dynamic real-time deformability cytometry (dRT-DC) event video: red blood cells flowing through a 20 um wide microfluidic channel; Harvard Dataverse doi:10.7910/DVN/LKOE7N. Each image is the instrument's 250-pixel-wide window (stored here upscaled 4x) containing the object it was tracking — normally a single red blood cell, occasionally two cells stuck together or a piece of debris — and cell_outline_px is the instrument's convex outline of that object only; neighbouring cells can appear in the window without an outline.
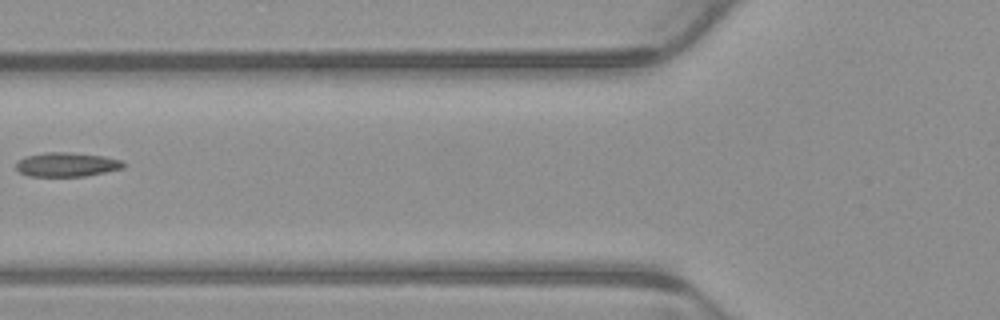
{"species": "common noctule bat (a hibernating species)", "species_latin": "Nyctalus noctula", "temperature_condition": "warm", "stored_images_in_passage": 4, "camera_frame_rate_fps": 3000, "um_per_image_px": 0.085, "animal": {"sex": "male", "body_mass_g": 23.1, "forearm_length_mm": 52.7}, "frame": {"image": 1, "passage_image": 4, "time_ms": 1.0, "image_size_px": [1000, 320], "cell_outline_px": [[128, 164], [124, 168], [84, 176], [28, 176], [20, 172], [16, 168], [16, 160], [24, 156], [44, 152], [72, 152], [104, 156], [120, 160]], "centroid_in_image_um": [5.66, 13.97], "position_along_channel_um": 120.1, "area_um2": 15.32}}